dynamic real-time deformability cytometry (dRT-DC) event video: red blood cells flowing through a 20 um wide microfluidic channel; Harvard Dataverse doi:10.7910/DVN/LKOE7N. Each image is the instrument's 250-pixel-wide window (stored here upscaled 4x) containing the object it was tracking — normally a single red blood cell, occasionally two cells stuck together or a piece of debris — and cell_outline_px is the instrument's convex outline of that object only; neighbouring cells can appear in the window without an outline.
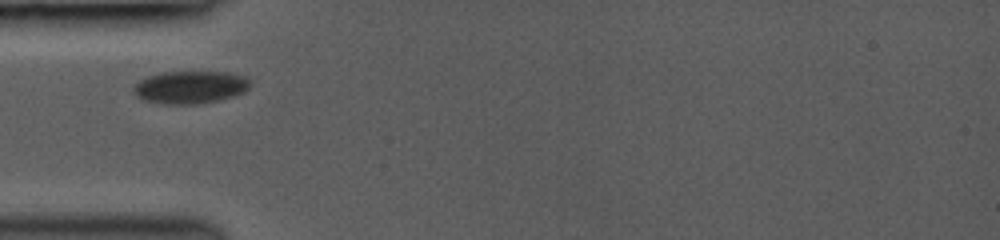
{"species": "common noctule bat (a hibernating species)", "species_latin": "Nyctalus noctula", "temperature_condition": "room temperature", "stored_images_in_passage": 3, "camera_frame_rate_fps": 3000, "um_per_image_px": 0.085, "animal": {"sex": "female", "body_mass_g": 19.0, "forearm_length_mm": 53.3}, "frame": {"image": 1, "passage_image": 1, "time_ms": 0.0, "image_size_px": [1000, 240], "cell_outline_px": [[252, 84], [244, 92], [220, 100], [196, 104], [164, 104], [144, 100], [136, 96], [132, 92], [132, 88], [140, 80], [148, 76], [160, 72], [228, 72], [248, 76]], "centroid_in_image_um": [16.19, 7.41], "position_along_channel_um": 68.8, "area_um2": 22.43}}